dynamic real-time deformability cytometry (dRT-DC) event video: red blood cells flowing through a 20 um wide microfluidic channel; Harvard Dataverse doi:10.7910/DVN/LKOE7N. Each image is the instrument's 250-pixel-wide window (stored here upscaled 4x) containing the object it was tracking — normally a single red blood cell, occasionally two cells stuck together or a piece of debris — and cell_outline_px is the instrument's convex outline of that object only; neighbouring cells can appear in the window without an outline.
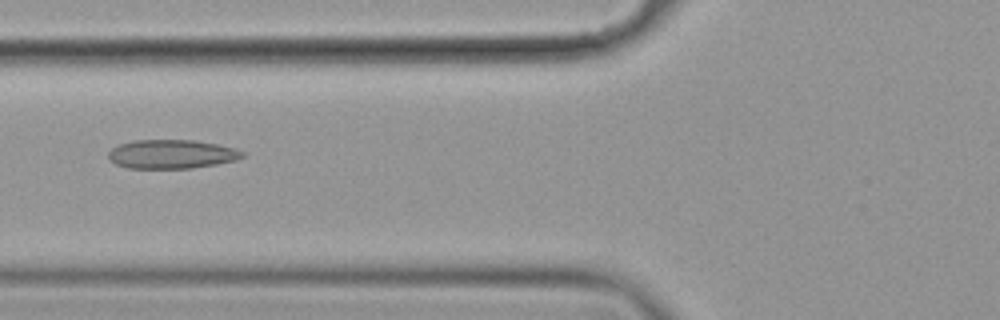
{"species": "common noctule bat (a hibernating species)", "species_latin": "Nyctalus noctula", "temperature_condition": "cold", "stored_images_in_passage": 6, "camera_frame_rate_fps": 3000, "um_per_image_px": 0.085, "animal": {"sex": "female", "body_mass_g": 19.9}, "frame": {"image": 1, "passage_image": 3, "time_ms": 0.667, "image_size_px": [1000, 320], "cell_outline_px": [[244, 156], [236, 160], [216, 164], [192, 168], [128, 168], [116, 164], [108, 156], [108, 152], [112, 148], [120, 144], [132, 140], [196, 140], [236, 148], [244, 152]], "centroid_in_image_um": [14.6, 13.09], "position_along_channel_um": 111.2, "area_um2": 22.54}}
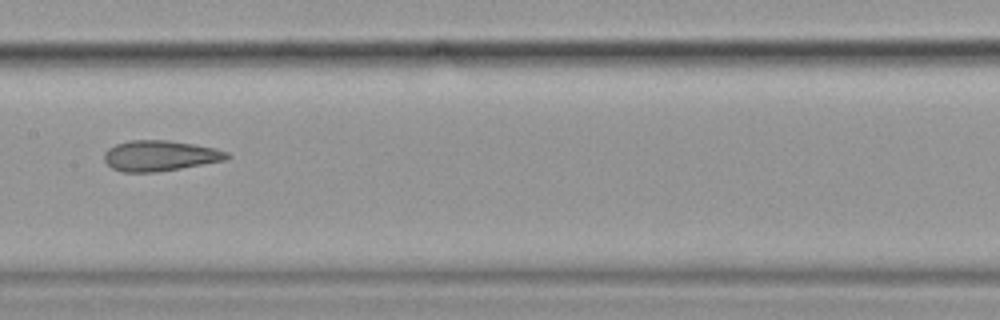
{"frame": {"image": 2, "passage_image": 5, "time_ms": 1.333, "image_size_px": [1000, 320], "cell_outline_px": [[232, 156], [228, 160], [156, 172], [120, 172], [112, 168], [104, 160], [104, 152], [108, 148], [116, 144], [128, 140], [168, 140], [216, 148], [228, 152]], "centroid_in_image_um": [13.61, 13.24], "position_along_channel_um": 193.8, "area_um2": 22.02}}
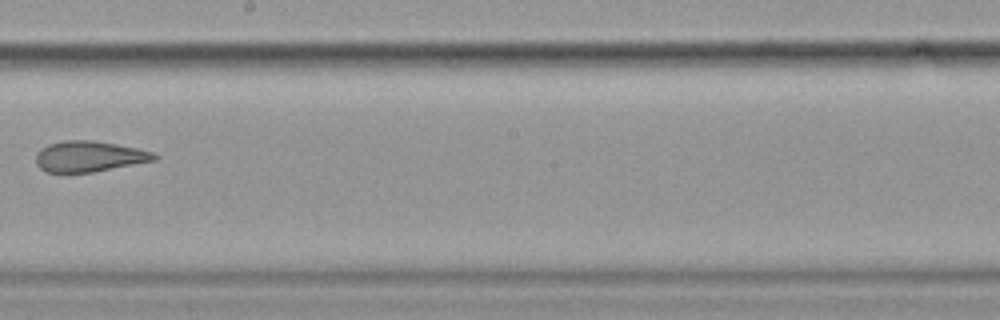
{"frame": {"image": 3, "passage_image": 6, "time_ms": 1.667, "image_size_px": [1000, 320], "cell_outline_px": [[160, 156], [156, 160], [92, 172], [48, 172], [40, 168], [36, 164], [36, 152], [40, 148], [48, 144], [64, 140], [92, 140], [116, 144], [136, 148], [152, 152]], "centroid_in_image_um": [7.56, 13.29], "position_along_channel_um": 240.6, "area_um2": 21.15}}